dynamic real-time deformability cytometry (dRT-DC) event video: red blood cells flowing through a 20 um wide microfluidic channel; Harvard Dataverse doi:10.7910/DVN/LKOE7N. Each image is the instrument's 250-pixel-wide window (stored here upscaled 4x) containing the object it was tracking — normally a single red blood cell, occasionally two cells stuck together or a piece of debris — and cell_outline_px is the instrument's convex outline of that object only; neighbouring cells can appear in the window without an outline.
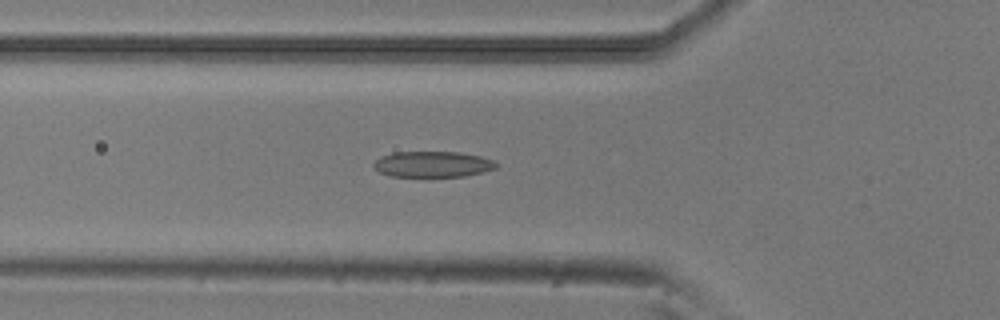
{"species": "common noctule bat (a hibernating species)", "species_latin": "Nyctalus noctula", "temperature_condition": "room temperature", "stored_images_in_passage": 37, "camera_frame_rate_fps": 3000, "um_per_image_px": 0.085, "animal": {"sex": "male", "body_mass_g": 20.5, "forearm_length_mm": 52.5}, "frame": {"image": 1, "passage_image": 6, "time_ms": 1.667, "image_size_px": [1000, 320], "cell_outline_px": [[496, 168], [484, 172], [464, 176], [392, 176], [380, 172], [372, 164], [380, 156], [392, 152], [460, 152], [480, 156], [492, 160], [496, 164]], "centroid_in_image_um": [36.77, 13.95], "position_along_channel_um": 89.0, "area_um2": 18.32}}
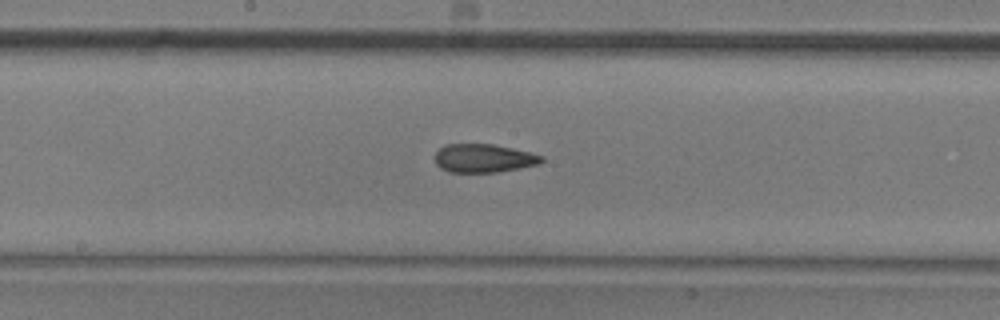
{"frame": {"image": 2, "passage_image": 15, "time_ms": 4.667, "image_size_px": [1000, 320], "cell_outline_px": [[544, 160], [540, 164], [496, 172], [448, 172], [440, 168], [436, 164], [436, 152], [444, 144], [492, 144], [512, 148], [544, 156]], "centroid_in_image_um": [41.1, 13.45], "position_along_channel_um": 207.1, "area_um2": 17.63}}
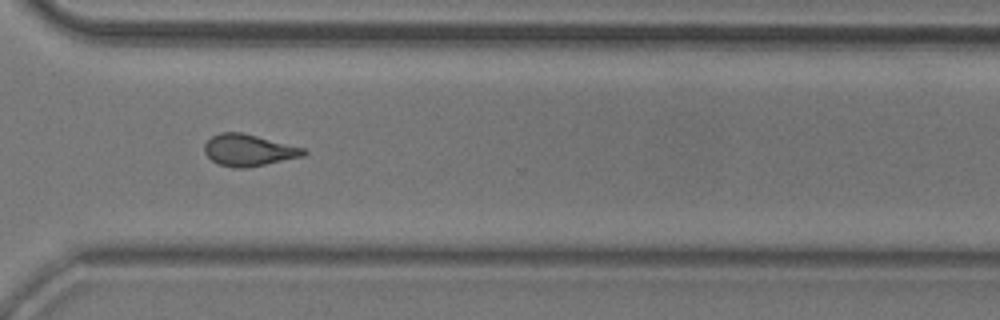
{"frame": {"image": 3, "passage_image": 26, "time_ms": 8.333, "image_size_px": [1000, 320], "cell_outline_px": [[308, 152], [304, 156], [248, 168], [232, 168], [220, 164], [212, 160], [204, 152], [204, 144], [212, 136], [220, 132], [240, 132], [304, 148]], "centroid_in_image_um": [21.13, 12.77], "position_along_channel_um": 349.5, "area_um2": 18.21}, "authors_computed_cell_mechanics": {"area_um2": 18.4382, "velocity_mm_per_s": 3.8998, "shape_relaxation_time_tau1_ms": null, "shape_relaxation_time_tau2_ms": 2.1317, "deformation_change_tau1": null, "deformation_change_tau2": 0.1033}}